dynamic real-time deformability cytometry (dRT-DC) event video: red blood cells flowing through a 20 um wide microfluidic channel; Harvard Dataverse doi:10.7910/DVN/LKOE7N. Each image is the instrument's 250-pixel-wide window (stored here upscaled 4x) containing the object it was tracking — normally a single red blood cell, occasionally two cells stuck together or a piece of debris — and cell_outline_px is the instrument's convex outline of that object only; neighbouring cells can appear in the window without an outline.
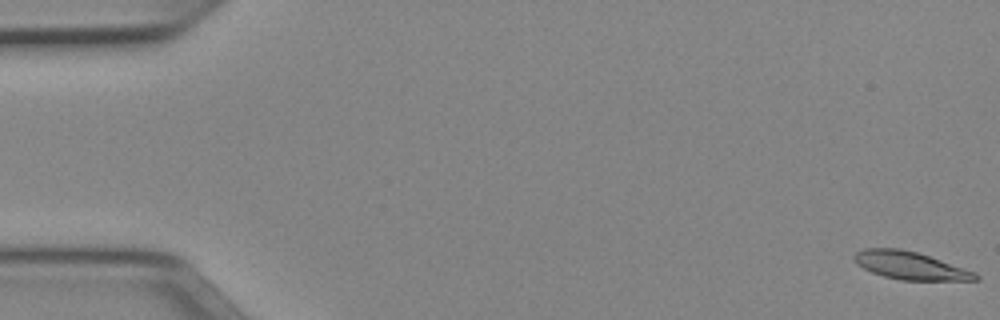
{"species": "Egyptian fruit bat (a non-hibernating species)", "species_latin": "Rousettus aegyptiacus", "temperature_condition": "cold", "stored_images_in_passage": 10, "camera_frame_rate_fps": 3000, "um_per_image_px": 0.085, "animal": {"sex": "female"}, "frame": {"image": 1, "passage_image": 1, "time_ms": 0.0, "image_size_px": [1000, 320], "cell_outline_px": [[980, 280], [900, 280], [884, 276], [872, 272], [856, 264], [852, 260], [852, 256], [856, 252], [864, 248], [900, 248], [916, 252], [976, 272], [980, 276]], "centroid_in_image_um": [77.33, 22.57], "position_along_channel_um": 7.7, "area_um2": 19.59}}